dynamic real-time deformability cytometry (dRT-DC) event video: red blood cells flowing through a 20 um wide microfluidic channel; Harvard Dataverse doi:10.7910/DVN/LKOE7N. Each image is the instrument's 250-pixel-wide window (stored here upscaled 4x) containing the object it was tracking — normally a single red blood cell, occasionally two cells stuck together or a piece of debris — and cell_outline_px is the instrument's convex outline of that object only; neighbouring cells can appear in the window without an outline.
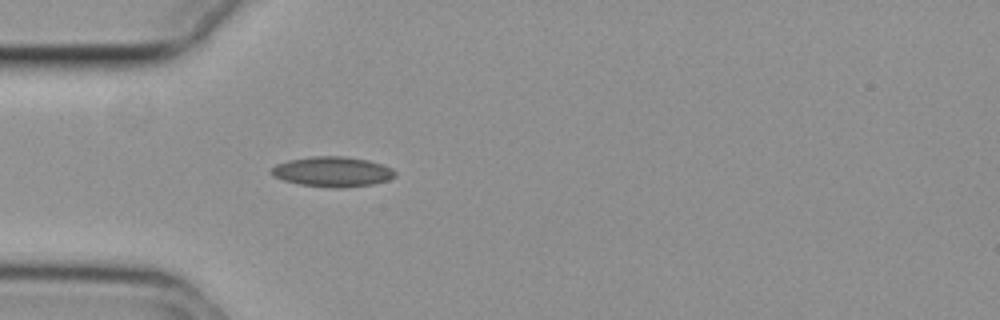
{"species": "common noctule bat (a hibernating species)", "species_latin": "Nyctalus noctula", "temperature_condition": "cold", "stored_images_in_passage": 40, "camera_frame_rate_fps": 3000, "um_per_image_px": 0.085, "animal": {"sex": "female", "body_mass_g": 29.2, "forearm_length_mm": 56.3}, "frame": {"image": 1, "passage_image": 1, "time_ms": 0.0, "image_size_px": [1000, 320], "cell_outline_px": [[396, 176], [388, 180], [372, 184], [344, 188], [332, 188], [300, 184], [284, 180], [272, 176], [268, 172], [276, 164], [288, 160], [312, 156], [344, 156], [368, 160], [384, 164], [392, 168], [396, 172]], "centroid_in_image_um": [28.27, 14.59], "position_along_channel_um": 56.7, "area_um2": 21.91}}
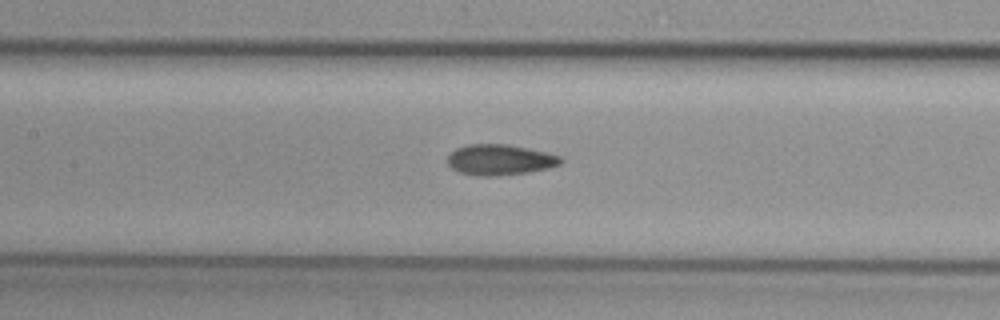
{"frame": {"image": 2, "passage_image": 10, "time_ms": 3.0, "image_size_px": [1000, 320], "cell_outline_px": [[564, 160], [560, 164], [548, 168], [528, 172], [496, 176], [480, 176], [460, 172], [452, 168], [448, 164], [448, 156], [456, 148], [468, 144], [508, 144], [528, 148], [560, 156]], "centroid_in_image_um": [42.49, 13.58], "position_along_channel_um": 164.9, "area_um2": 20.11}}
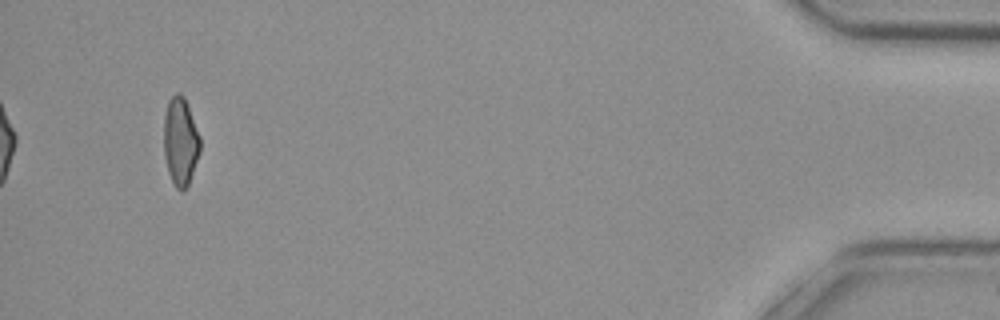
{"frame": {"image": 3, "passage_image": 37, "time_ms": 12.0, "image_size_px": [1000, 320], "cell_outline_px": [[200, 152], [188, 188], [176, 188], [168, 172], [164, 156], [164, 116], [168, 100], [176, 92], [180, 92], [184, 96], [200, 136]], "centroid_in_image_um": [15.34, 12.0], "position_along_channel_um": 419.9, "area_um2": 18.73}, "authors_computed_cell_mechanics": {"area_um2": 19.4497, "velocity_mm_per_s": 3.7429, "shape_relaxation_time_tau1_ms": 8.4894, "shape_relaxation_time_tau2_ms": 5.2895, "deformation_change_tau1": 0.158, "deformation_change_tau2": 0.092}}